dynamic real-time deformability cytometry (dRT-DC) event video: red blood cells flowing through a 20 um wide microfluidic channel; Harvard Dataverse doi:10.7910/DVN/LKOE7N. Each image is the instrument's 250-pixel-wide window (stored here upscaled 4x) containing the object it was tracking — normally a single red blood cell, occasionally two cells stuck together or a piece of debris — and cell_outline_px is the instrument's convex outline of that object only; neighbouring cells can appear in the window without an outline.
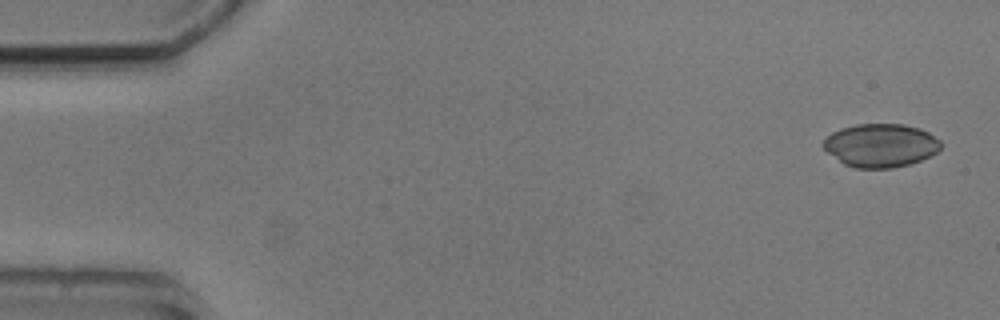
{"species": "common noctule bat (a hibernating species)", "species_latin": "Nyctalus noctula", "temperature_condition": "cold", "stored_images_in_passage": 4, "camera_frame_rate_fps": 3000, "um_per_image_px": 0.085, "animal": {"sex": "male", "body_mass_g": 20.5, "forearm_length_mm": 52.5}, "frame": {"image": 1, "passage_image": 1, "time_ms": 0.0, "image_size_px": [1000, 320], "cell_outline_px": [[940, 148], [936, 152], [920, 160], [908, 164], [892, 168], [856, 168], [844, 164], [828, 152], [820, 144], [832, 132], [840, 128], [856, 124], [904, 124], [920, 128], [928, 132], [940, 140]], "centroid_in_image_um": [74.83, 12.34], "position_along_channel_um": 10.2, "area_um2": 29.59}}